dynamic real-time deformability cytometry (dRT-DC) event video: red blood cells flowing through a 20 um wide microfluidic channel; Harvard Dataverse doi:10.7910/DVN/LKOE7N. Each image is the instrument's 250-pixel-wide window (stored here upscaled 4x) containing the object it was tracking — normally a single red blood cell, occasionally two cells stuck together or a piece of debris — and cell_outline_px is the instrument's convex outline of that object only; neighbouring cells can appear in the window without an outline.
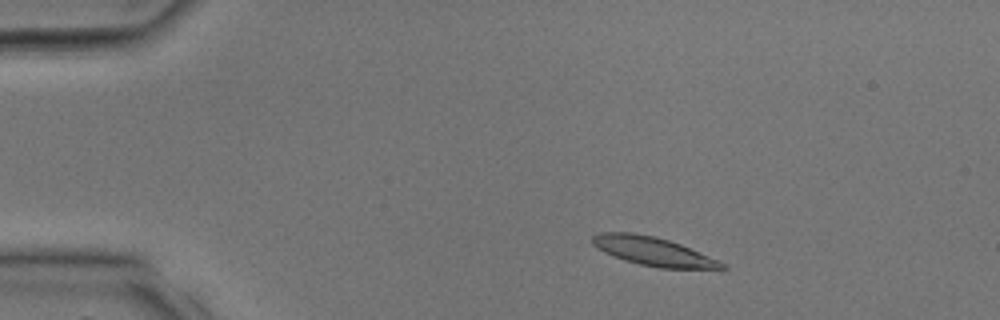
{"species": "common noctule bat (a hibernating species)", "species_latin": "Nyctalus noctula", "temperature_condition": "room temperature", "stored_images_in_passage": 21, "camera_frame_rate_fps": 3000, "um_per_image_px": 0.085, "animal": {"sex": "male", "body_mass_g": 17.9, "forearm_length_mm": 54.2}, "frame": {"image": 1, "passage_image": 4, "time_ms": 1.0, "image_size_px": [1000, 320], "cell_outline_px": [[728, 268], [660, 268], [640, 264], [624, 260], [612, 256], [596, 248], [592, 244], [592, 236], [600, 232], [632, 232], [656, 236], [680, 244], [720, 260], [728, 264]], "centroid_in_image_um": [55.5, 21.35], "position_along_channel_um": 29.5, "area_um2": 21.68}}
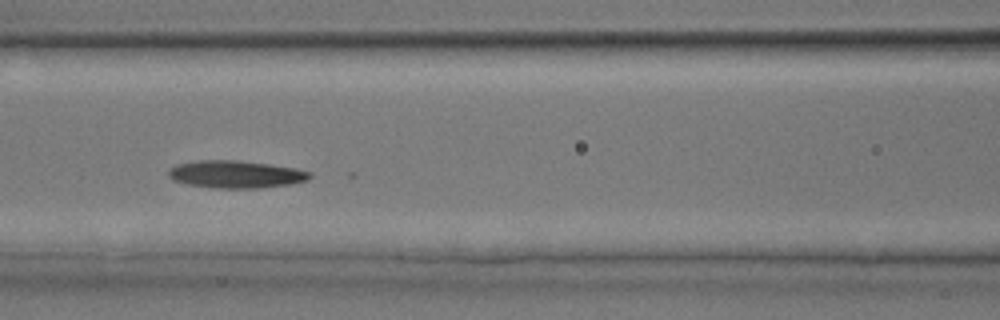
{"frame": {"image": 2, "passage_image": 13, "time_ms": 4.0, "image_size_px": [1000, 320], "cell_outline_px": [[312, 176], [308, 180], [292, 184], [260, 188], [212, 188], [188, 184], [172, 180], [168, 176], [168, 172], [176, 164], [200, 160], [236, 160], [268, 164], [296, 168], [312, 172]], "centroid_in_image_um": [20.07, 14.82], "position_along_channel_um": 146.5, "area_um2": 22.72}}
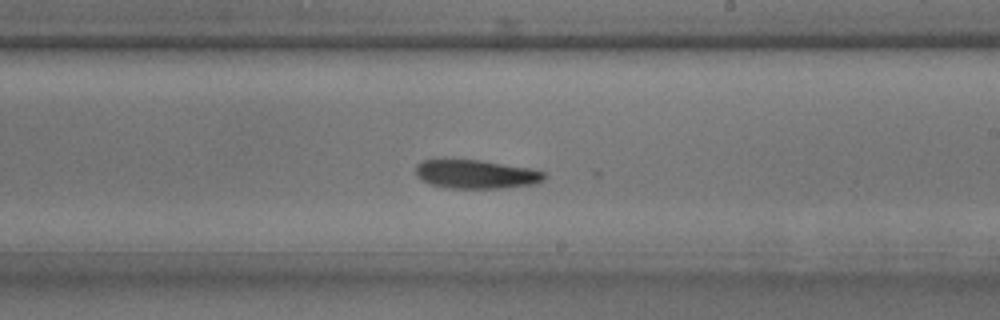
{"frame": {"image": 3, "passage_image": 18, "time_ms": 5.667, "image_size_px": [1000, 320], "cell_outline_px": [[544, 180], [536, 184], [508, 188], [452, 188], [428, 184], [416, 176], [416, 164], [420, 160], [444, 156], [480, 160], [532, 168], [544, 172]], "centroid_in_image_um": [40.38, 14.76], "position_along_channel_um": 248.6, "area_um2": 22.54}}